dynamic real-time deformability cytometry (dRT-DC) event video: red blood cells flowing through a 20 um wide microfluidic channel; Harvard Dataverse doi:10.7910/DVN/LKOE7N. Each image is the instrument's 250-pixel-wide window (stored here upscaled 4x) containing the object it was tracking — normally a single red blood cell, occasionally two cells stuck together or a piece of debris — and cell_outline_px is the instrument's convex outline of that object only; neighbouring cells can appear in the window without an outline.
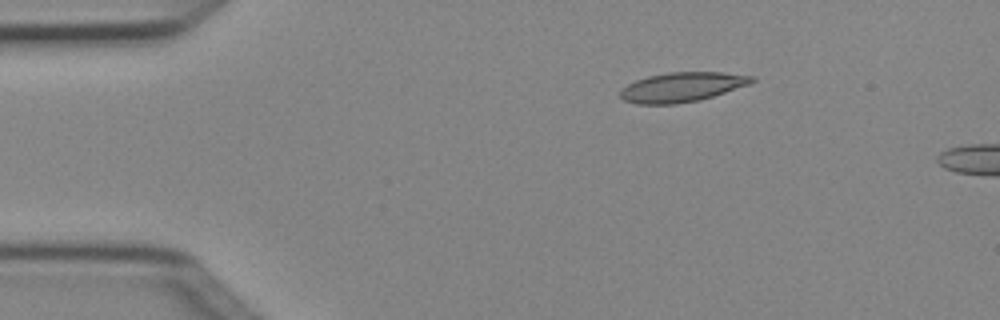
{"species": "Egyptian fruit bat (a non-hibernating species)", "species_latin": "Rousettus aegyptiacus", "temperature_condition": "cold", "stored_images_in_passage": 3, "camera_frame_rate_fps": 3000, "um_per_image_px": 0.085, "animal": {"sex": "female"}, "frame": {"image": 1, "passage_image": 2, "time_ms": 0.333, "image_size_px": [1000, 320], "cell_outline_px": [[756, 80], [752, 84], [700, 100], [676, 104], [636, 104], [624, 100], [620, 96], [620, 92], [628, 84], [636, 80], [648, 76], [668, 72], [724, 72], [756, 76]], "centroid_in_image_um": [58.04, 7.4], "position_along_channel_um": 27.0, "area_um2": 22.83}}